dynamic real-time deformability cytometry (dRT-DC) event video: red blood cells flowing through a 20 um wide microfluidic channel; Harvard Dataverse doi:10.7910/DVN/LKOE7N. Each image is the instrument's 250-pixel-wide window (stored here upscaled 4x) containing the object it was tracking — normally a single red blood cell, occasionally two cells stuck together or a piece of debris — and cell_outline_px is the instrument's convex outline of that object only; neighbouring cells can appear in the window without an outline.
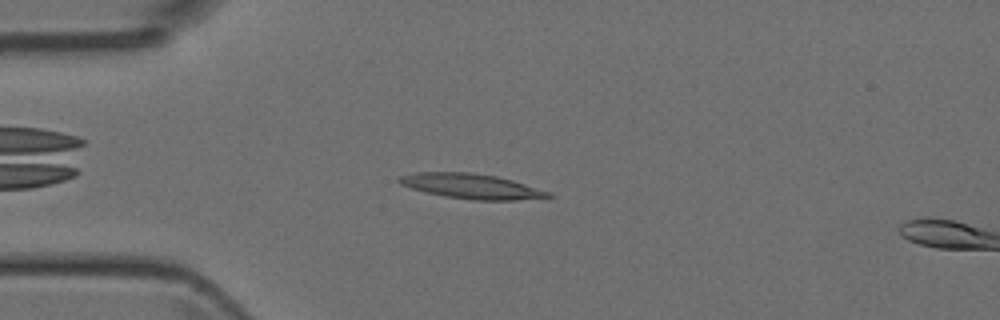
{"species": "Egyptian fruit bat (a non-hibernating species)", "species_latin": "Rousettus aegyptiacus", "temperature_condition": "room temperature", "stored_images_in_passage": 9, "camera_frame_rate_fps": 3000, "um_per_image_px": 0.085, "animal": {"sex": "female"}, "frame": {"image": 1, "passage_image": 7, "time_ms": 2.0, "image_size_px": [1000, 320], "cell_outline_px": [[556, 196], [548, 200], [472, 200], [444, 196], [424, 192], [400, 184], [396, 180], [400, 176], [416, 172], [472, 172], [496, 176], [512, 180], [552, 192]], "centroid_in_image_um": [40.2, 15.85], "position_along_channel_um": 44.8, "area_um2": 22.25}}